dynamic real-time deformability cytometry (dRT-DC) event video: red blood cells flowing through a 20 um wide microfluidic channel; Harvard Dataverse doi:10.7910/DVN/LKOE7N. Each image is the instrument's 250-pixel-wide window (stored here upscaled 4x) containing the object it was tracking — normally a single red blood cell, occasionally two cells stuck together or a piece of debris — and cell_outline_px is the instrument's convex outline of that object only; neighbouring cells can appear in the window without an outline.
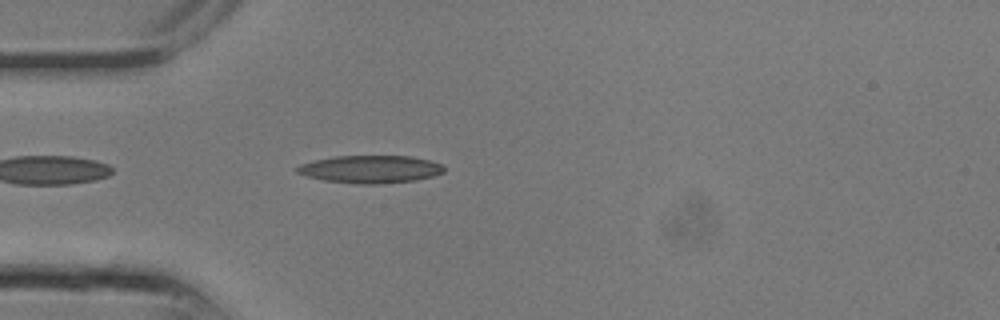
{"species": "common noctule bat (a hibernating species)", "species_latin": "Nyctalus noctula", "temperature_condition": "room temperature", "stored_images_in_passage": 9, "camera_frame_rate_fps": 3000, "um_per_image_px": 0.085, "animal": {"sex": "male", "body_mass_g": 13.3}, "frame": {"image": 1, "passage_image": 7, "time_ms": 2.0, "image_size_px": [1000, 320], "cell_outline_px": [[444, 172], [432, 176], [416, 180], [380, 184], [356, 184], [324, 180], [308, 176], [296, 172], [296, 168], [300, 164], [316, 160], [336, 156], [412, 156], [428, 160], [440, 164], [444, 168]], "centroid_in_image_um": [31.49, 14.38], "position_along_channel_um": 53.5, "area_um2": 23.52}}
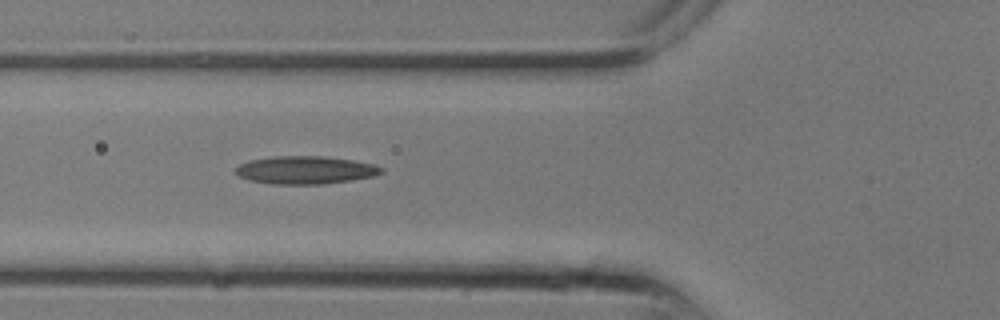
{"frame": {"image": 2, "passage_image": 9, "time_ms": 2.667, "image_size_px": [1000, 320], "cell_outline_px": [[384, 172], [376, 176], [352, 180], [324, 184], [272, 184], [248, 180], [240, 176], [236, 172], [236, 168], [240, 164], [248, 160], [276, 156], [324, 156], [352, 160], [372, 164], [384, 168]], "centroid_in_image_um": [25.98, 14.46], "position_along_channel_um": 99.8, "area_um2": 23.76}}